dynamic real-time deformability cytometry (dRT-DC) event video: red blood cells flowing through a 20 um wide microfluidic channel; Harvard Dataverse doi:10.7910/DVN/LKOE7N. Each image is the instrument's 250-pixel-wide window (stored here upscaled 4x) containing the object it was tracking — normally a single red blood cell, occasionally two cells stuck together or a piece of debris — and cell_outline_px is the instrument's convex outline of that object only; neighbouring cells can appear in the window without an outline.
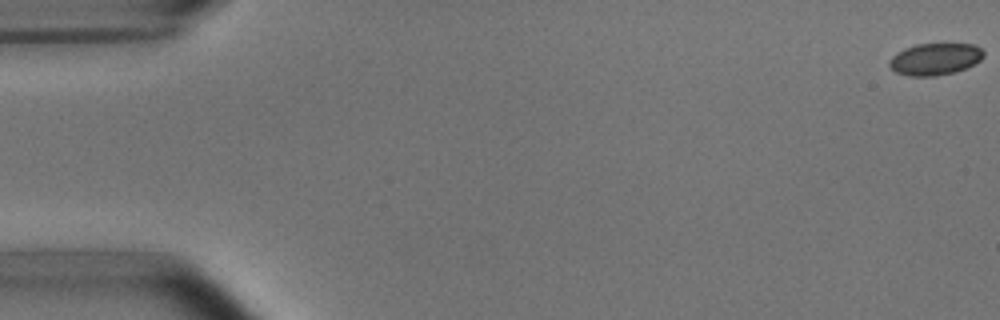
{"species": "common noctule bat (a hibernating species)", "species_latin": "Nyctalus noctula", "temperature_condition": "room temperature", "stored_images_in_passage": 53, "camera_frame_rate_fps": 3000, "um_per_image_px": 0.085, "animal": {"sex": "male", "body_mass_g": 15.6}, "frame": {"image": 1, "passage_image": 1, "time_ms": 0.0, "image_size_px": [1000, 320], "cell_outline_px": [[984, 56], [980, 60], [964, 68], [952, 72], [936, 76], [908, 76], [896, 72], [888, 64], [888, 60], [896, 52], [904, 48], [916, 44], [976, 44], [984, 52]], "centroid_in_image_um": [79.44, 5.01], "position_along_channel_um": 5.6, "area_um2": 17.46}}
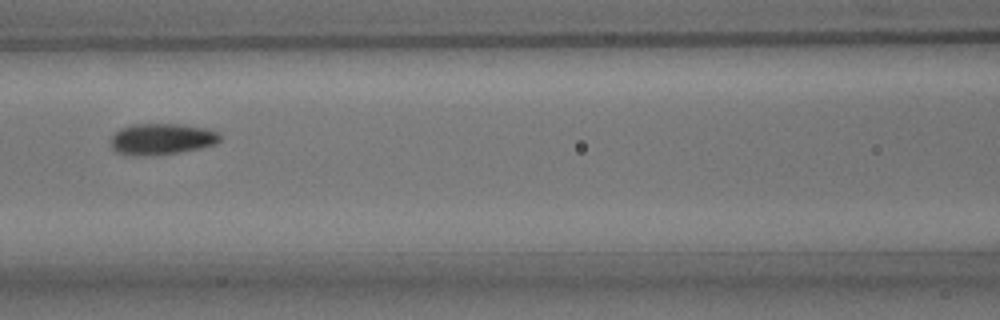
{"frame": {"image": 2, "passage_image": 24, "time_ms": 7.667, "image_size_px": [1000, 320], "cell_outline_px": [[220, 140], [216, 144], [200, 148], [160, 156], [132, 156], [116, 152], [112, 148], [112, 136], [120, 128], [132, 124], [176, 124], [204, 128], [216, 132], [220, 136]], "centroid_in_image_um": [13.71, 11.84], "position_along_channel_um": 152.9, "area_um2": 20.0}}
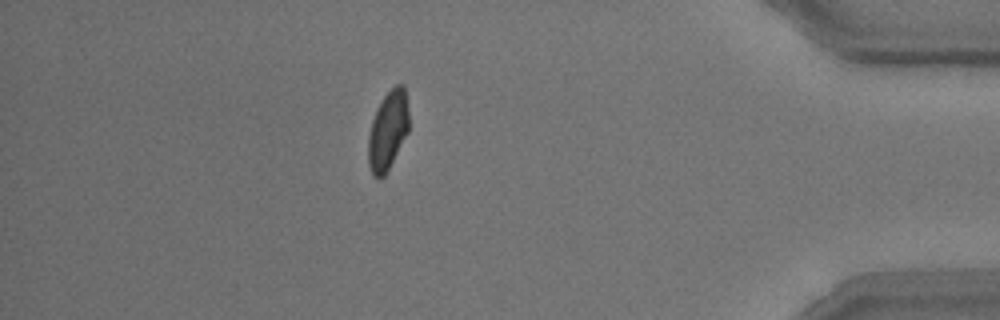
{"frame": {"image": 3, "passage_image": 47, "time_ms": 15.333, "image_size_px": [1000, 320], "cell_outline_px": [[408, 132], [384, 176], [372, 176], [368, 164], [368, 136], [372, 120], [376, 108], [384, 96], [396, 84], [404, 84], [408, 108]], "centroid_in_image_um": [32.96, 11.07], "position_along_channel_um": 402.2, "area_um2": 18.55}, "authors_computed_cell_mechanics": {"area_um2": 19.1896, "velocity_mm_per_s": 3.8167, "shape_relaxation_time_tau1_ms": 2.9893, "shape_relaxation_time_tau2_ms": 1.3012, "deformation_change_tau1": 0.1144, "deformation_change_tau2": 0.0638}}